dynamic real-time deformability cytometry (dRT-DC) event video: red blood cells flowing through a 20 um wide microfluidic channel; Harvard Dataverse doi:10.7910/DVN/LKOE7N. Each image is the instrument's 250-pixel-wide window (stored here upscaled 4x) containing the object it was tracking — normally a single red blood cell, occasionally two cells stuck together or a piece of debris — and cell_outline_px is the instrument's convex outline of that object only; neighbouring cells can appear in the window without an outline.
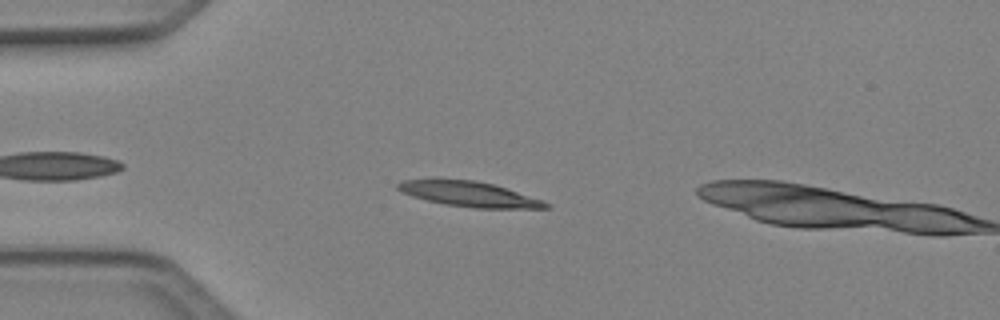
{"species": "Egyptian fruit bat (a non-hibernating species)", "species_latin": "Rousettus aegyptiacus", "temperature_condition": "cold", "stored_images_in_passage": 9, "camera_frame_rate_fps": 3000, "um_per_image_px": 0.085, "animal": {"sex": "female"}, "frame": {"image": 1, "passage_image": 8, "time_ms": 2.333, "image_size_px": [1000, 320], "cell_outline_px": [[548, 208], [476, 208], [444, 204], [412, 196], [396, 188], [396, 184], [404, 180], [432, 176], [436, 176], [476, 180], [492, 184], [540, 200], [548, 204]], "centroid_in_image_um": [39.7, 16.44], "position_along_channel_um": 45.3, "area_um2": 21.91}}